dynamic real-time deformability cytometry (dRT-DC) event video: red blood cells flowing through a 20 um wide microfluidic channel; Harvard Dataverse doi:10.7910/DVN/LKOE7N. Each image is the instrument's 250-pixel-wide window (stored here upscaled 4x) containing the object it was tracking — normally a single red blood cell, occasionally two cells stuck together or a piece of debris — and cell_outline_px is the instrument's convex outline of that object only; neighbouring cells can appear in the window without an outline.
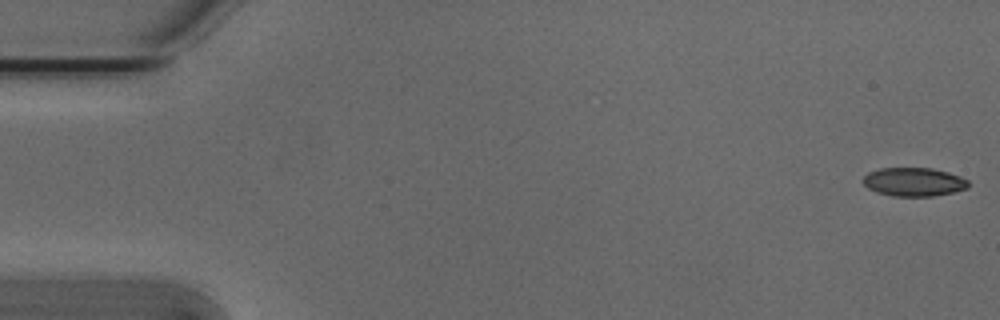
{"species": "Egyptian fruit bat (a non-hibernating species)", "species_latin": "Rousettus aegyptiacus", "temperature_condition": "cold", "stored_images_in_passage": 17, "camera_frame_rate_fps": 3000, "um_per_image_px": 0.085, "animal": {"sex": "male"}, "frame": {"image": 1, "passage_image": 1, "time_ms": 0.0, "image_size_px": [1000, 320], "cell_outline_px": [[968, 188], [952, 192], [932, 196], [892, 196], [876, 192], [868, 188], [860, 180], [868, 172], [880, 168], [932, 168], [948, 172], [960, 176], [968, 180]], "centroid_in_image_um": [77.64, 15.46], "position_along_channel_um": 7.4, "area_um2": 17.63}}
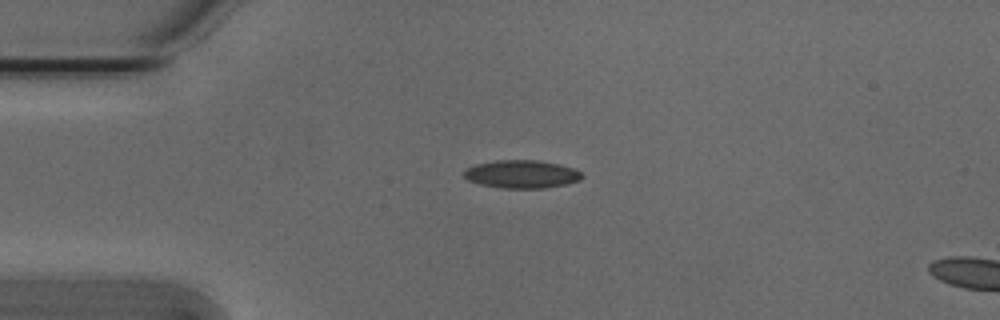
{"frame": {"image": 2, "passage_image": 13, "time_ms": 4.0, "image_size_px": [1000, 320], "cell_outline_px": [[584, 176], [580, 180], [568, 184], [544, 188], [500, 188], [480, 184], [468, 180], [464, 176], [464, 168], [476, 164], [496, 160], [540, 160], [560, 164], [576, 168]], "centroid_in_image_um": [44.37, 14.8], "position_along_channel_um": 40.6, "area_um2": 19.54}}